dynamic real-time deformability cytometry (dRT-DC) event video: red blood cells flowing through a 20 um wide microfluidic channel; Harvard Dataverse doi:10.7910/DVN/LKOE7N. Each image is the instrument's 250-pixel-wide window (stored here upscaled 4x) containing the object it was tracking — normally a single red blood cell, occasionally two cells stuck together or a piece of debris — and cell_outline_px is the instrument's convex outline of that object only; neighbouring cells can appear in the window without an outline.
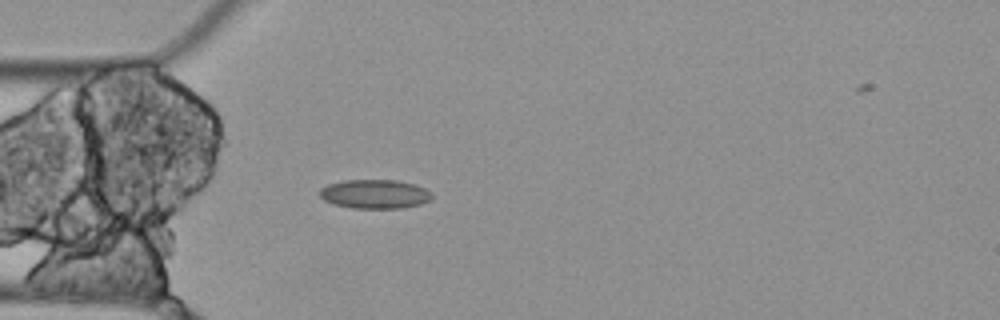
{"species": "Egyptian fruit bat (a non-hibernating species)", "species_latin": "Rousettus aegyptiacus", "temperature_condition": "cold", "stored_images_in_passage": 5, "camera_frame_rate_fps": 3000, "um_per_image_px": 0.085, "animal": {"sex": "female"}, "frame": {"image": 1, "passage_image": 5, "time_ms": 1.333, "image_size_px": [1000, 320], "cell_outline_px": [[432, 200], [420, 204], [400, 208], [352, 208], [332, 204], [324, 200], [320, 196], [320, 188], [328, 184], [344, 180], [396, 180], [416, 184], [432, 192]], "centroid_in_image_um": [31.87, 16.49], "position_along_channel_um": 53.1, "area_um2": 19.13}}